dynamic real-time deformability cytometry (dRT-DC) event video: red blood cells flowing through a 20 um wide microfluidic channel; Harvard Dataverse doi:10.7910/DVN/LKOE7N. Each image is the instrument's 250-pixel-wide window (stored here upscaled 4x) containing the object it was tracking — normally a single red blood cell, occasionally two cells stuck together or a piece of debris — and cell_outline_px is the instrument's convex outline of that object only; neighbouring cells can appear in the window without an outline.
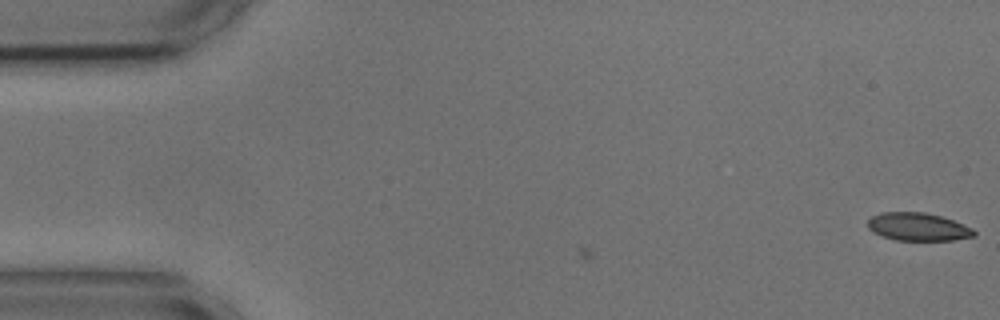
{"species": "common noctule bat (a hibernating species)", "species_latin": "Nyctalus noctula", "temperature_condition": "cold", "stored_images_in_passage": 5, "camera_frame_rate_fps": 3000, "um_per_image_px": 0.085, "animal": {"sex": "male", "body_mass_g": 17.9, "forearm_length_mm": 54.2}, "frame": {"image": 1, "passage_image": 5, "time_ms": 1.333, "image_size_px": [1000, 320], "cell_outline_px": [[976, 236], [952, 240], [896, 240], [880, 236], [872, 232], [868, 228], [868, 220], [872, 216], [880, 212], [924, 212], [940, 216], [952, 220], [972, 228], [976, 232]], "centroid_in_image_um": [78.0, 19.28], "position_along_channel_um": 7.0, "area_um2": 17.34}}